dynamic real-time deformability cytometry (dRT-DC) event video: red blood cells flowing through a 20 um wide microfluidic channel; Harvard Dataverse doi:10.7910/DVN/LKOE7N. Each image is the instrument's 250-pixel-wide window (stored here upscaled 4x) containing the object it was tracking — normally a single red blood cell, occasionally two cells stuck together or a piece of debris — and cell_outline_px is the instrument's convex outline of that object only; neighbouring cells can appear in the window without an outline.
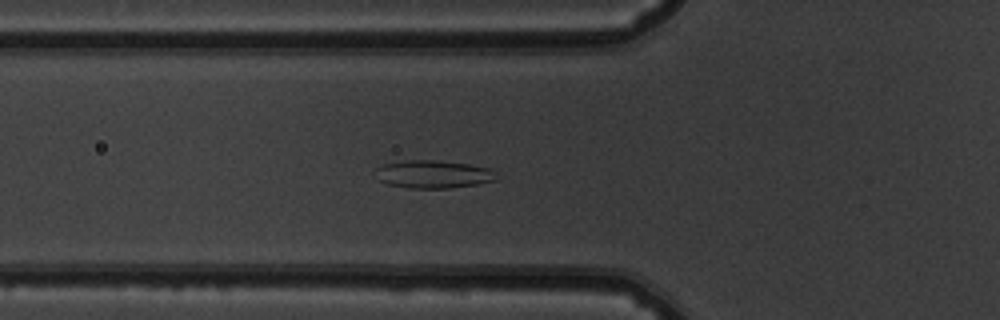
{"species": "common noctule bat (a hibernating species)", "species_latin": "Nyctalus noctula", "temperature_condition": "warm", "stored_images_in_passage": 43, "segment_of_instrument_passage": [1, 2], "camera_frame_rate_fps": 3000, "um_per_image_px": 0.085, "animal": {"sex": "male", "body_mass_g": 19.5, "forearm_length_mm": 54.6}, "frame": {"image": 1, "passage_image": 8, "time_ms": 2.333, "image_size_px": [1000, 320], "cell_outline_px": [[496, 180], [476, 184], [448, 188], [408, 188], [388, 184], [376, 180], [376, 168], [384, 164], [404, 160], [436, 160], [468, 164], [492, 168], [496, 172]], "centroid_in_image_um": [36.81, 14.8], "position_along_channel_um": 89.0, "area_um2": 19.77}}
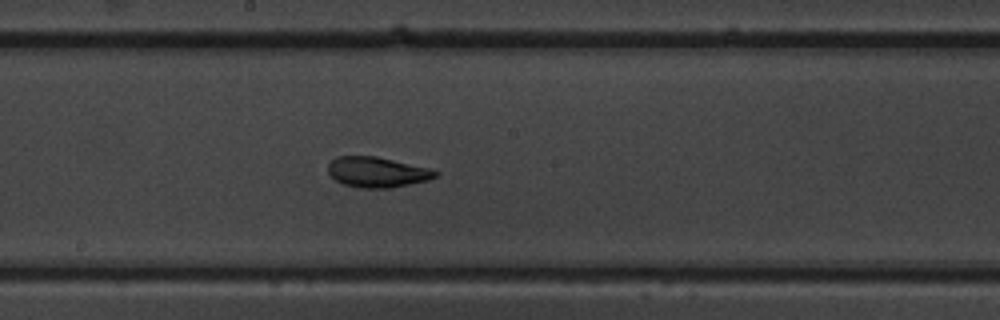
{"frame": {"image": 2, "passage_image": 18, "time_ms": 5.667, "image_size_px": [1000, 320], "cell_outline_px": [[440, 172], [436, 176], [428, 180], [388, 188], [360, 188], [344, 184], [336, 180], [328, 172], [328, 164], [336, 156], [376, 156], [428, 168]], "centroid_in_image_um": [32.03, 14.62], "position_along_channel_um": 216.2, "area_um2": 18.79}}
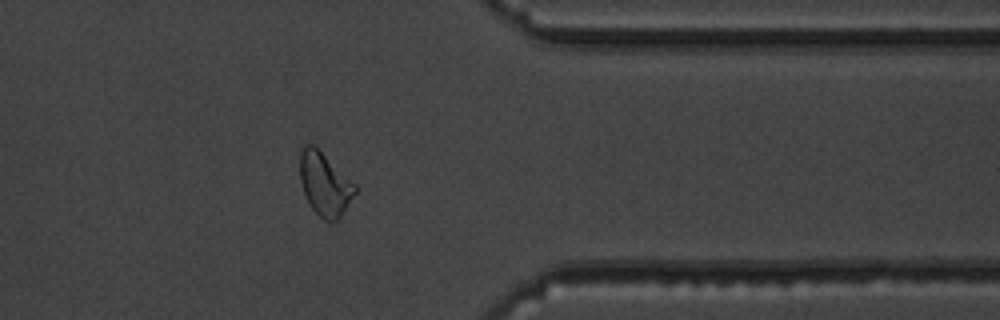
{"frame": {"image": 3, "passage_image": 32, "time_ms": 10.333, "image_size_px": [1000, 320], "cell_outline_px": [[356, 192], [340, 220], [324, 220], [308, 204], [300, 180], [300, 152], [304, 144], [312, 144], [356, 184]], "centroid_in_image_um": [27.61, 15.67], "position_along_channel_um": 383.8, "area_um2": 20.11}}